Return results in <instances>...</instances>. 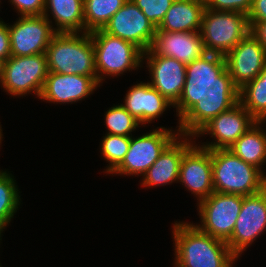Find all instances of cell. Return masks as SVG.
I'll return each mask as SVG.
<instances>
[{
    "instance_id": "6da1fadb",
    "label": "cell",
    "mask_w": 266,
    "mask_h": 267,
    "mask_svg": "<svg viewBox=\"0 0 266 267\" xmlns=\"http://www.w3.org/2000/svg\"><path fill=\"white\" fill-rule=\"evenodd\" d=\"M239 102V89L226 68L225 56L206 53L186 65V80L173 106L180 134L195 137L220 113Z\"/></svg>"
},
{
    "instance_id": "7a4b0ae2",
    "label": "cell",
    "mask_w": 266,
    "mask_h": 267,
    "mask_svg": "<svg viewBox=\"0 0 266 267\" xmlns=\"http://www.w3.org/2000/svg\"><path fill=\"white\" fill-rule=\"evenodd\" d=\"M172 228L178 267H233L238 260L225 241L202 232L193 222L176 221Z\"/></svg>"
},
{
    "instance_id": "3957f363",
    "label": "cell",
    "mask_w": 266,
    "mask_h": 267,
    "mask_svg": "<svg viewBox=\"0 0 266 267\" xmlns=\"http://www.w3.org/2000/svg\"><path fill=\"white\" fill-rule=\"evenodd\" d=\"M213 189L217 193L253 195L266 188V175L229 149L210 150Z\"/></svg>"
},
{
    "instance_id": "277c9868",
    "label": "cell",
    "mask_w": 266,
    "mask_h": 267,
    "mask_svg": "<svg viewBox=\"0 0 266 267\" xmlns=\"http://www.w3.org/2000/svg\"><path fill=\"white\" fill-rule=\"evenodd\" d=\"M45 54L49 72L97 76L90 32L56 33Z\"/></svg>"
},
{
    "instance_id": "5b68a950",
    "label": "cell",
    "mask_w": 266,
    "mask_h": 267,
    "mask_svg": "<svg viewBox=\"0 0 266 267\" xmlns=\"http://www.w3.org/2000/svg\"><path fill=\"white\" fill-rule=\"evenodd\" d=\"M94 46L97 81L106 76L117 77L143 67V51L133 43L97 29L90 32ZM143 63V64H142Z\"/></svg>"
},
{
    "instance_id": "8992f818",
    "label": "cell",
    "mask_w": 266,
    "mask_h": 267,
    "mask_svg": "<svg viewBox=\"0 0 266 267\" xmlns=\"http://www.w3.org/2000/svg\"><path fill=\"white\" fill-rule=\"evenodd\" d=\"M199 32L207 53L225 56L250 33L248 15L206 8Z\"/></svg>"
},
{
    "instance_id": "52a82bcc",
    "label": "cell",
    "mask_w": 266,
    "mask_h": 267,
    "mask_svg": "<svg viewBox=\"0 0 266 267\" xmlns=\"http://www.w3.org/2000/svg\"><path fill=\"white\" fill-rule=\"evenodd\" d=\"M48 74L45 53L32 56H10L4 61L0 85L13 97H23L32 92L39 99Z\"/></svg>"
},
{
    "instance_id": "ba28073f",
    "label": "cell",
    "mask_w": 266,
    "mask_h": 267,
    "mask_svg": "<svg viewBox=\"0 0 266 267\" xmlns=\"http://www.w3.org/2000/svg\"><path fill=\"white\" fill-rule=\"evenodd\" d=\"M179 134V129L172 130L162 126L136 138L131 136L127 154L110 174L143 176Z\"/></svg>"
},
{
    "instance_id": "9c48e42d",
    "label": "cell",
    "mask_w": 266,
    "mask_h": 267,
    "mask_svg": "<svg viewBox=\"0 0 266 267\" xmlns=\"http://www.w3.org/2000/svg\"><path fill=\"white\" fill-rule=\"evenodd\" d=\"M243 196L213 192L209 197L197 203L201 224L196 226L204 233L227 241L235 226L241 210Z\"/></svg>"
},
{
    "instance_id": "30bf717a",
    "label": "cell",
    "mask_w": 266,
    "mask_h": 267,
    "mask_svg": "<svg viewBox=\"0 0 266 267\" xmlns=\"http://www.w3.org/2000/svg\"><path fill=\"white\" fill-rule=\"evenodd\" d=\"M264 231H266V188L259 193L243 196L233 233L226 243L239 259Z\"/></svg>"
},
{
    "instance_id": "8fae6325",
    "label": "cell",
    "mask_w": 266,
    "mask_h": 267,
    "mask_svg": "<svg viewBox=\"0 0 266 267\" xmlns=\"http://www.w3.org/2000/svg\"><path fill=\"white\" fill-rule=\"evenodd\" d=\"M13 25L8 24L11 56H32L45 53L56 34L54 26L44 16H19Z\"/></svg>"
},
{
    "instance_id": "7c38bea8",
    "label": "cell",
    "mask_w": 266,
    "mask_h": 267,
    "mask_svg": "<svg viewBox=\"0 0 266 267\" xmlns=\"http://www.w3.org/2000/svg\"><path fill=\"white\" fill-rule=\"evenodd\" d=\"M102 30L131 42L143 52H146L153 43L156 27L132 0H127L109 19Z\"/></svg>"
},
{
    "instance_id": "4fadbf2b",
    "label": "cell",
    "mask_w": 266,
    "mask_h": 267,
    "mask_svg": "<svg viewBox=\"0 0 266 267\" xmlns=\"http://www.w3.org/2000/svg\"><path fill=\"white\" fill-rule=\"evenodd\" d=\"M257 120L238 102L231 109L220 113L206 124L195 137L209 135L212 142L201 143L202 147L215 149H229Z\"/></svg>"
},
{
    "instance_id": "5bb4252c",
    "label": "cell",
    "mask_w": 266,
    "mask_h": 267,
    "mask_svg": "<svg viewBox=\"0 0 266 267\" xmlns=\"http://www.w3.org/2000/svg\"><path fill=\"white\" fill-rule=\"evenodd\" d=\"M178 182L197 198L198 203L214 192L212 157L209 149L194 142L184 152Z\"/></svg>"
},
{
    "instance_id": "9a60e30c",
    "label": "cell",
    "mask_w": 266,
    "mask_h": 267,
    "mask_svg": "<svg viewBox=\"0 0 266 267\" xmlns=\"http://www.w3.org/2000/svg\"><path fill=\"white\" fill-rule=\"evenodd\" d=\"M143 61L151 76L148 83L175 105L184 88L186 65L172 57L158 56L151 49L143 53Z\"/></svg>"
},
{
    "instance_id": "2e32d148",
    "label": "cell",
    "mask_w": 266,
    "mask_h": 267,
    "mask_svg": "<svg viewBox=\"0 0 266 267\" xmlns=\"http://www.w3.org/2000/svg\"><path fill=\"white\" fill-rule=\"evenodd\" d=\"M226 68L234 85L241 89L257 77L266 64V49L249 33L225 55Z\"/></svg>"
},
{
    "instance_id": "e0dca14e",
    "label": "cell",
    "mask_w": 266,
    "mask_h": 267,
    "mask_svg": "<svg viewBox=\"0 0 266 267\" xmlns=\"http://www.w3.org/2000/svg\"><path fill=\"white\" fill-rule=\"evenodd\" d=\"M100 86L97 76L49 72L39 98L54 104H72L85 100Z\"/></svg>"
},
{
    "instance_id": "ac0fdd59",
    "label": "cell",
    "mask_w": 266,
    "mask_h": 267,
    "mask_svg": "<svg viewBox=\"0 0 266 267\" xmlns=\"http://www.w3.org/2000/svg\"><path fill=\"white\" fill-rule=\"evenodd\" d=\"M193 139L196 140L193 136L179 134L144 173L141 186L153 188L178 182L184 152L195 142Z\"/></svg>"
},
{
    "instance_id": "d6986e66",
    "label": "cell",
    "mask_w": 266,
    "mask_h": 267,
    "mask_svg": "<svg viewBox=\"0 0 266 267\" xmlns=\"http://www.w3.org/2000/svg\"><path fill=\"white\" fill-rule=\"evenodd\" d=\"M150 49L158 56L172 57L185 65L207 53L199 31L156 30Z\"/></svg>"
},
{
    "instance_id": "ffe728a7",
    "label": "cell",
    "mask_w": 266,
    "mask_h": 267,
    "mask_svg": "<svg viewBox=\"0 0 266 267\" xmlns=\"http://www.w3.org/2000/svg\"><path fill=\"white\" fill-rule=\"evenodd\" d=\"M123 102L121 105L143 126L174 106L148 82L142 81L131 86Z\"/></svg>"
},
{
    "instance_id": "44dd1931",
    "label": "cell",
    "mask_w": 266,
    "mask_h": 267,
    "mask_svg": "<svg viewBox=\"0 0 266 267\" xmlns=\"http://www.w3.org/2000/svg\"><path fill=\"white\" fill-rule=\"evenodd\" d=\"M205 9V0H174L156 30L200 31Z\"/></svg>"
},
{
    "instance_id": "7402d4cb",
    "label": "cell",
    "mask_w": 266,
    "mask_h": 267,
    "mask_svg": "<svg viewBox=\"0 0 266 267\" xmlns=\"http://www.w3.org/2000/svg\"><path fill=\"white\" fill-rule=\"evenodd\" d=\"M83 2L84 0H45L43 15L49 21L51 20V25L50 17H53L56 33L87 32L84 24Z\"/></svg>"
},
{
    "instance_id": "603a6c76",
    "label": "cell",
    "mask_w": 266,
    "mask_h": 267,
    "mask_svg": "<svg viewBox=\"0 0 266 267\" xmlns=\"http://www.w3.org/2000/svg\"><path fill=\"white\" fill-rule=\"evenodd\" d=\"M265 123L266 121H257L229 150L244 162L259 168L266 175L262 169L266 163V128H262L266 127Z\"/></svg>"
},
{
    "instance_id": "cb8c5ba5",
    "label": "cell",
    "mask_w": 266,
    "mask_h": 267,
    "mask_svg": "<svg viewBox=\"0 0 266 267\" xmlns=\"http://www.w3.org/2000/svg\"><path fill=\"white\" fill-rule=\"evenodd\" d=\"M239 103L257 121H266V64L257 77L239 89Z\"/></svg>"
},
{
    "instance_id": "d4e9b609",
    "label": "cell",
    "mask_w": 266,
    "mask_h": 267,
    "mask_svg": "<svg viewBox=\"0 0 266 267\" xmlns=\"http://www.w3.org/2000/svg\"><path fill=\"white\" fill-rule=\"evenodd\" d=\"M14 176L6 171L0 170V236L7 225L14 218L21 204L20 191ZM19 191V192H18Z\"/></svg>"
},
{
    "instance_id": "484cf974",
    "label": "cell",
    "mask_w": 266,
    "mask_h": 267,
    "mask_svg": "<svg viewBox=\"0 0 266 267\" xmlns=\"http://www.w3.org/2000/svg\"><path fill=\"white\" fill-rule=\"evenodd\" d=\"M127 0H84L85 30L102 29Z\"/></svg>"
},
{
    "instance_id": "4316f807",
    "label": "cell",
    "mask_w": 266,
    "mask_h": 267,
    "mask_svg": "<svg viewBox=\"0 0 266 267\" xmlns=\"http://www.w3.org/2000/svg\"><path fill=\"white\" fill-rule=\"evenodd\" d=\"M106 134L131 137L141 124L120 104L105 112ZM140 125V126H139Z\"/></svg>"
},
{
    "instance_id": "83f0119b",
    "label": "cell",
    "mask_w": 266,
    "mask_h": 267,
    "mask_svg": "<svg viewBox=\"0 0 266 267\" xmlns=\"http://www.w3.org/2000/svg\"><path fill=\"white\" fill-rule=\"evenodd\" d=\"M101 142V154L109 162L104 173L110 174L127 154L131 137L105 134Z\"/></svg>"
},
{
    "instance_id": "f1b7e54d",
    "label": "cell",
    "mask_w": 266,
    "mask_h": 267,
    "mask_svg": "<svg viewBox=\"0 0 266 267\" xmlns=\"http://www.w3.org/2000/svg\"><path fill=\"white\" fill-rule=\"evenodd\" d=\"M156 27L163 21L174 0H132Z\"/></svg>"
},
{
    "instance_id": "f546056e",
    "label": "cell",
    "mask_w": 266,
    "mask_h": 267,
    "mask_svg": "<svg viewBox=\"0 0 266 267\" xmlns=\"http://www.w3.org/2000/svg\"><path fill=\"white\" fill-rule=\"evenodd\" d=\"M253 0H205L207 9L217 11H233L249 14Z\"/></svg>"
},
{
    "instance_id": "4dcf8cb0",
    "label": "cell",
    "mask_w": 266,
    "mask_h": 267,
    "mask_svg": "<svg viewBox=\"0 0 266 267\" xmlns=\"http://www.w3.org/2000/svg\"><path fill=\"white\" fill-rule=\"evenodd\" d=\"M8 2L14 6L19 16H41L45 8V0H9Z\"/></svg>"
},
{
    "instance_id": "1f68e13d",
    "label": "cell",
    "mask_w": 266,
    "mask_h": 267,
    "mask_svg": "<svg viewBox=\"0 0 266 267\" xmlns=\"http://www.w3.org/2000/svg\"><path fill=\"white\" fill-rule=\"evenodd\" d=\"M11 56L8 25L0 19V58L6 61Z\"/></svg>"
},
{
    "instance_id": "d6a6232c",
    "label": "cell",
    "mask_w": 266,
    "mask_h": 267,
    "mask_svg": "<svg viewBox=\"0 0 266 267\" xmlns=\"http://www.w3.org/2000/svg\"><path fill=\"white\" fill-rule=\"evenodd\" d=\"M248 20L249 22L266 21V0H253Z\"/></svg>"
},
{
    "instance_id": "836d02e7",
    "label": "cell",
    "mask_w": 266,
    "mask_h": 267,
    "mask_svg": "<svg viewBox=\"0 0 266 267\" xmlns=\"http://www.w3.org/2000/svg\"><path fill=\"white\" fill-rule=\"evenodd\" d=\"M249 25H250V33L266 49V21L249 22Z\"/></svg>"
},
{
    "instance_id": "e575fe53",
    "label": "cell",
    "mask_w": 266,
    "mask_h": 267,
    "mask_svg": "<svg viewBox=\"0 0 266 267\" xmlns=\"http://www.w3.org/2000/svg\"><path fill=\"white\" fill-rule=\"evenodd\" d=\"M4 60L0 58V83L3 77Z\"/></svg>"
},
{
    "instance_id": "d590c367",
    "label": "cell",
    "mask_w": 266,
    "mask_h": 267,
    "mask_svg": "<svg viewBox=\"0 0 266 267\" xmlns=\"http://www.w3.org/2000/svg\"><path fill=\"white\" fill-rule=\"evenodd\" d=\"M1 123V122H0ZM3 132H2V127H1V125H0V145L2 144L1 142H2V139H3V134H2Z\"/></svg>"
}]
</instances>
